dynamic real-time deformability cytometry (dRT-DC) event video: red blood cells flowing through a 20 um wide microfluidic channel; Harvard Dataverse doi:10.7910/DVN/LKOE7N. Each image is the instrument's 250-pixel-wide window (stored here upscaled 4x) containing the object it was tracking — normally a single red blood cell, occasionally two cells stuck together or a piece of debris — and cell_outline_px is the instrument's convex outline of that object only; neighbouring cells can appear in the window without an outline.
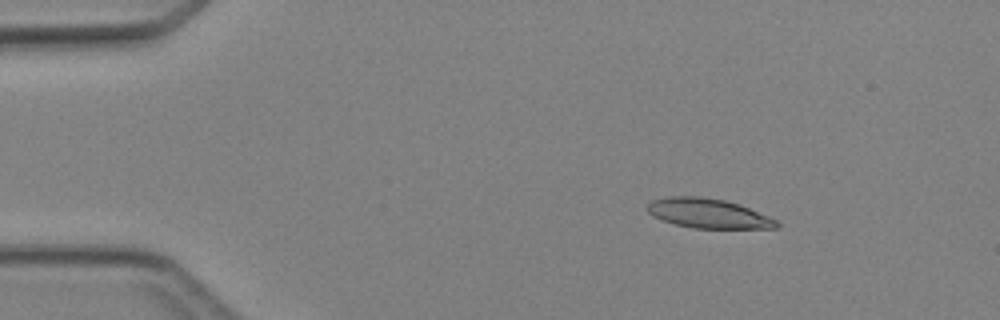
{"species": "Egyptian fruit bat (a non-hibernating species)", "species_latin": "Rousettus aegyptiacus", "temperature_condition": "cold", "stored_images_in_passage": 4, "camera_frame_rate_fps": 3000, "um_per_image_px": 0.085, "animal": {"sex": "female"}, "frame": {"image": 1, "passage_image": 1, "time_ms": 0.0, "image_size_px": [1000, 320], "cell_outline_px": [[780, 228], [692, 228], [676, 224], [652, 216], [648, 212], [648, 204], [652, 200], [668, 196], [700, 196], [724, 200], [740, 204], [768, 216], [776, 220], [780, 224]], "centroid_in_image_um": [60.21, 18.13], "position_along_channel_um": 24.8, "area_um2": 22.2}}